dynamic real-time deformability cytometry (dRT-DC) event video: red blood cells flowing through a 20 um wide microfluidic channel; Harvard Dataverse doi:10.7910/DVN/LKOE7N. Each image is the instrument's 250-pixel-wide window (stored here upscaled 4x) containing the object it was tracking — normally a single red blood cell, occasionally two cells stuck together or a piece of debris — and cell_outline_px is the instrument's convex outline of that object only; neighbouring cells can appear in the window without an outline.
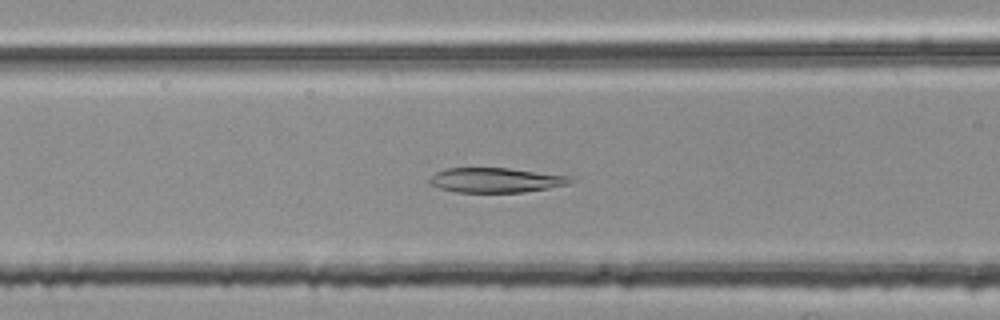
{"species": "common noctule bat (a hibernating species)", "species_latin": "Nyctalus noctula", "temperature_condition": "room temperature", "stored_images_in_passage": 40, "camera_frame_rate_fps": 3000, "um_per_image_px": 0.085, "animal": {"sex": "female", "body_mass_g": 25.1}, "frame": {"image": 1, "passage_image": 16, "time_ms": 5.0, "image_size_px": [1000, 320], "cell_outline_px": [[572, 180], [568, 184], [548, 188], [524, 192], [456, 192], [440, 188], [428, 184], [428, 180], [436, 172], [448, 168], [508, 168], [568, 176]], "centroid_in_image_um": [42.08, 15.31], "position_along_channel_um": 124.5, "area_um2": 20.06}}
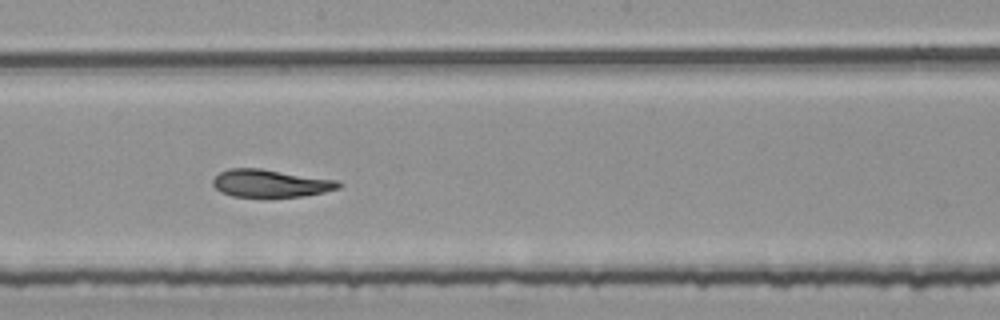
{"frame": {"image": 2, "passage_image": 24, "time_ms": 7.667, "image_size_px": [1000, 320], "cell_outline_px": [[344, 184], [340, 188], [324, 192], [300, 196], [268, 200], [232, 196], [220, 192], [212, 184], [212, 180], [220, 172], [228, 168], [260, 168], [336, 180]], "centroid_in_image_um": [22.96, 15.63], "position_along_channel_um": 225.2, "area_um2": 21.04}}
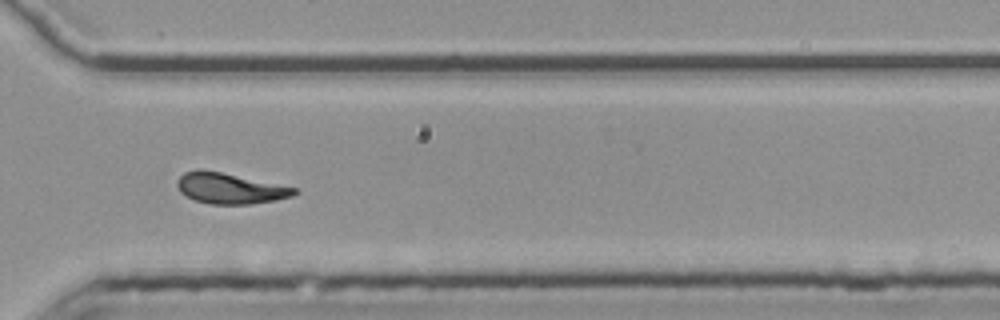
{"frame": {"image": 3, "passage_image": 34, "time_ms": 11.0, "image_size_px": [1000, 320], "cell_outline_px": [[300, 192], [292, 196], [276, 200], [248, 204], [208, 204], [196, 200], [180, 192], [176, 184], [176, 180], [184, 172], [200, 168], [220, 172], [296, 188]], "centroid_in_image_um": [19.51, 16.01], "position_along_channel_um": 351.1, "area_um2": 20.81}, "authors_computed_cell_mechanics": {"area_um2": 20.8369, "velocity_mm_per_s": 3.7786, "shape_relaxation_time_tau1_ms": null, "shape_relaxation_time_tau2_ms": 6.4853, "deformation_change_tau1": null, "deformation_change_tau2": 0.149}}